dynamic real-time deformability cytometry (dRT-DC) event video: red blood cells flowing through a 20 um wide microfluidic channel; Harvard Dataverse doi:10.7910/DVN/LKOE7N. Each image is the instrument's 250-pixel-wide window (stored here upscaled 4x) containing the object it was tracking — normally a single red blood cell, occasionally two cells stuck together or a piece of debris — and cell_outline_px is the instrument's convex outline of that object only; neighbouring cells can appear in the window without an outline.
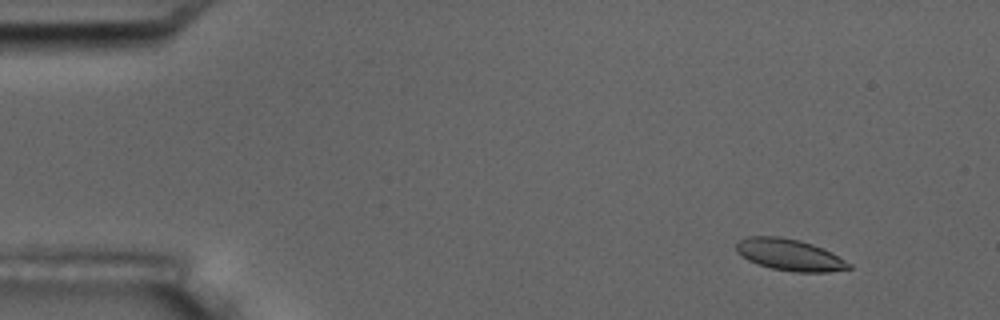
{"species": "common noctule bat (a hibernating species)", "species_latin": "Nyctalus noctula", "temperature_condition": "room temperature", "stored_images_in_passage": 5, "camera_frame_rate_fps": 3000, "um_per_image_px": 0.085, "animal": {"sex": "male", "body_mass_g": 17.5, "forearm_length_mm": 52.3}, "frame": {"image": 1, "passage_image": 2, "time_ms": 1.0, "image_size_px": [1000, 320], "cell_outline_px": [[852, 268], [828, 272], [796, 272], [772, 268], [748, 260], [736, 252], [736, 244], [740, 240], [748, 236], [780, 236], [800, 240], [812, 244], [852, 264]], "centroid_in_image_um": [67.08, 21.65], "position_along_channel_um": 17.9, "area_um2": 20.4}}
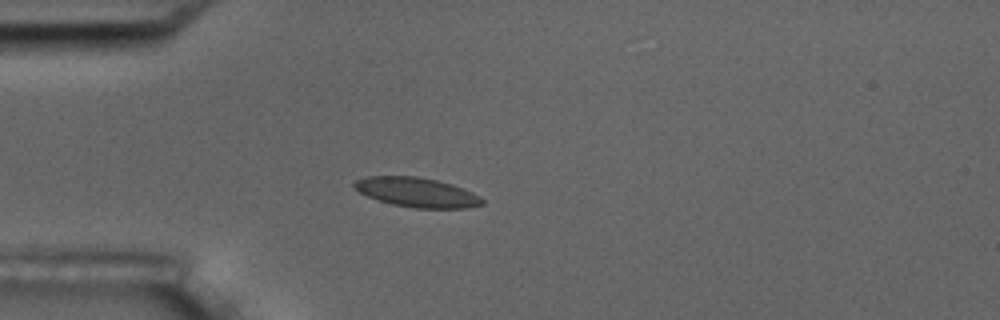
{"frame": {"image": 2, "passage_image": 5, "time_ms": 4.333, "image_size_px": [1000, 320], "cell_outline_px": [[484, 204], [468, 208], [412, 208], [392, 204], [368, 196], [360, 192], [352, 184], [356, 180], [364, 176], [416, 176], [436, 180], [452, 184], [472, 192], [480, 196], [484, 200]], "centroid_in_image_um": [35.45, 16.35], "position_along_channel_um": 49.5, "area_um2": 21.96}}